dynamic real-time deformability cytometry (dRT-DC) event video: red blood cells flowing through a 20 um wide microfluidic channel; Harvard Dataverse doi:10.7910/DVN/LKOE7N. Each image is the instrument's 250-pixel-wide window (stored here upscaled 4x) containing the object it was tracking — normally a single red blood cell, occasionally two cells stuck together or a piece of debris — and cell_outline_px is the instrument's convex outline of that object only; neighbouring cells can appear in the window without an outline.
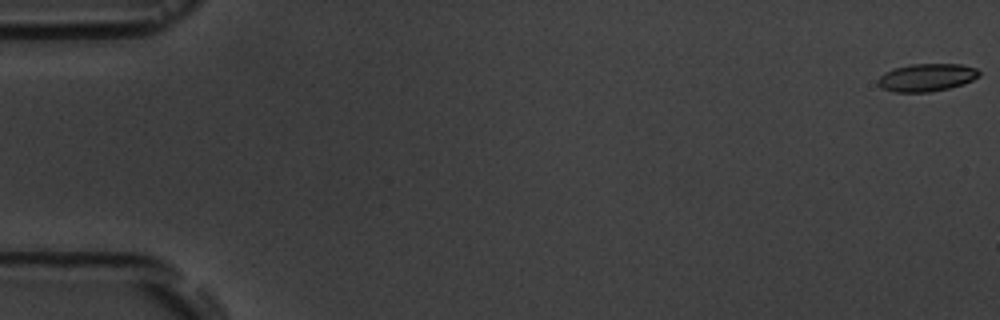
{"species": "common noctule bat (a hibernating species)", "species_latin": "Nyctalus noctula", "temperature_condition": "room temperature", "stored_images_in_passage": 4, "camera_frame_rate_fps": 3000, "um_per_image_px": 0.085, "animal": {"sex": "male", "body_mass_g": 19.5, "forearm_length_mm": 54.6}, "frame": {"image": 1, "passage_image": 1, "time_ms": 0.0, "image_size_px": [1000, 320], "cell_outline_px": [[980, 76], [964, 84], [948, 88], [928, 92], [892, 92], [876, 84], [876, 80], [884, 72], [892, 68], [912, 64], [960, 64], [976, 68], [980, 72]], "centroid_in_image_um": [78.74, 6.58], "position_along_channel_um": 6.3, "area_um2": 16.47}}